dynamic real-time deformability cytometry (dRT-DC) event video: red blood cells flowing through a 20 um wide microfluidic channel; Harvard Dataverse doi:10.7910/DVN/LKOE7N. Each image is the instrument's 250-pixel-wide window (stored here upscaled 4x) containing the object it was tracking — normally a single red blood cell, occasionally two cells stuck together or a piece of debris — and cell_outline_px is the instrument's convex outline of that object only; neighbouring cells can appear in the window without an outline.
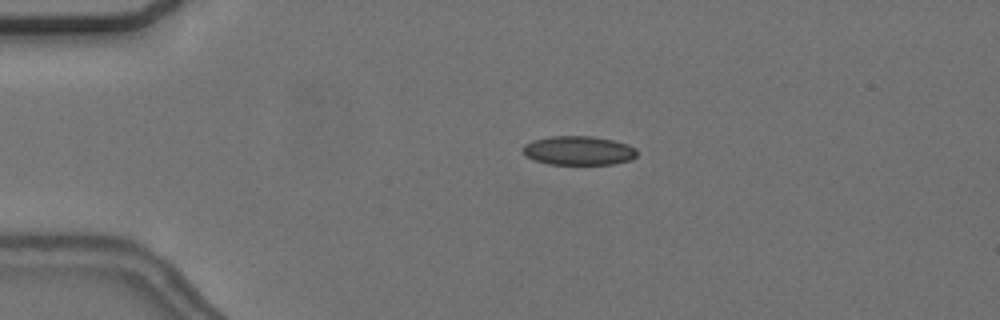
{"species": "common noctule bat (a hibernating species)", "species_latin": "Nyctalus noctula", "temperature_condition": "cold", "stored_images_in_passage": 52, "camera_frame_rate_fps": 3000, "um_per_image_px": 0.085, "animal": {"sex": "female", "body_mass_g": 24.6, "forearm_length_mm": 56.2}, "frame": {"image": 1, "passage_image": 9, "time_ms": 2.667, "image_size_px": [1000, 320], "cell_outline_px": [[636, 156], [632, 160], [612, 164], [548, 164], [524, 156], [520, 148], [524, 144], [532, 140], [552, 136], [592, 136], [612, 140], [628, 144], [636, 148]], "centroid_in_image_um": [49.15, 12.79], "position_along_channel_um": 35.9, "area_um2": 19.48}}
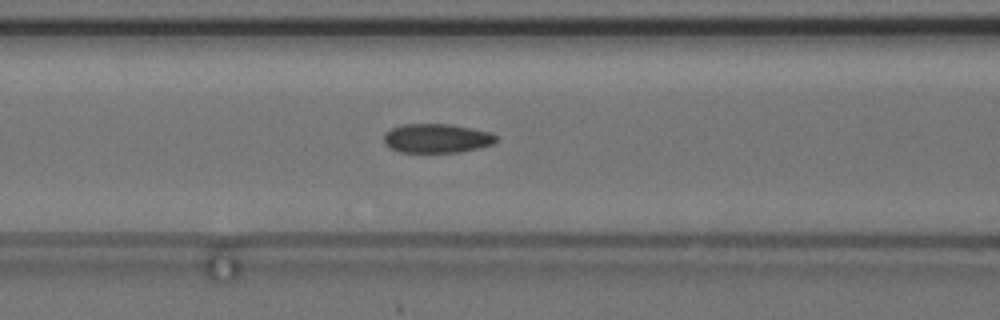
{"frame": {"image": 2, "passage_image": 20, "time_ms": 6.333, "image_size_px": [1000, 320], "cell_outline_px": [[496, 140], [492, 144], [480, 148], [460, 152], [400, 152], [384, 144], [384, 132], [392, 128], [404, 124], [452, 124], [472, 128], [488, 132], [496, 136]], "centroid_in_image_um": [37.1, 11.75], "position_along_channel_um": 129.5, "area_um2": 19.02}}
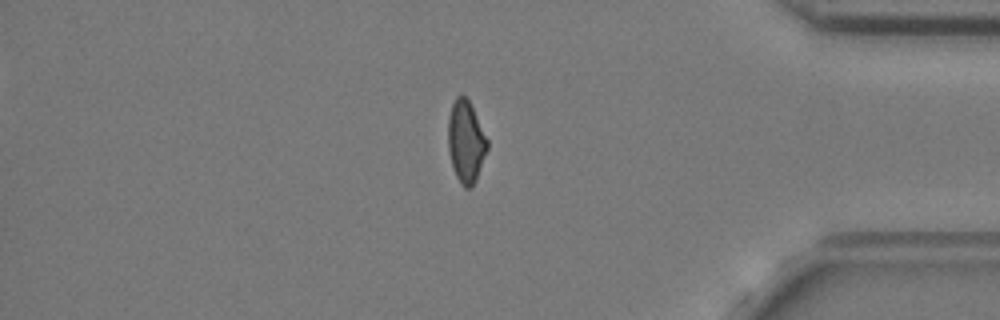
{"frame": {"image": 3, "passage_image": 44, "time_ms": 14.333, "image_size_px": [1000, 320], "cell_outline_px": [[488, 148], [476, 180], [472, 188], [464, 188], [460, 184], [456, 176], [452, 164], [448, 148], [448, 116], [452, 104], [456, 96], [464, 96], [468, 100], [488, 140]], "centroid_in_image_um": [39.59, 12.07], "position_along_channel_um": 395.6, "area_um2": 18.61}, "authors_computed_cell_mechanics": {"area_um2": 19.2474, "velocity_mm_per_s": 3.6927, "shape_relaxation_time_tau1_ms": null, "shape_relaxation_time_tau2_ms": 3.6253, "deformation_change_tau1": null, "deformation_change_tau2": 0.0901}}